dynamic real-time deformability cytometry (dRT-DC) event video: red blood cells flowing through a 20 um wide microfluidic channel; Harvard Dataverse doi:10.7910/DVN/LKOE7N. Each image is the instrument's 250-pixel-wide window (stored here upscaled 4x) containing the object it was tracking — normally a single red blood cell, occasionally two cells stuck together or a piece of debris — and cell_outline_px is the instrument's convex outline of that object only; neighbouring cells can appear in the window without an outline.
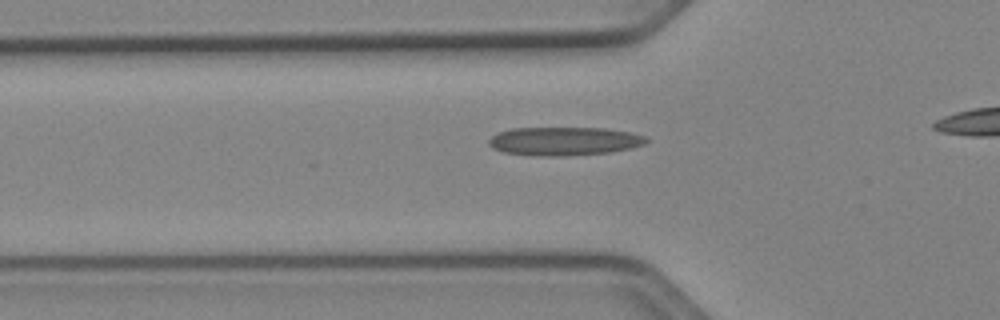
{"species": "Egyptian fruit bat (a non-hibernating species)", "species_latin": "Rousettus aegyptiacus", "temperature_condition": "cold", "stored_images_in_passage": 14, "camera_frame_rate_fps": 3000, "um_per_image_px": 0.085, "animal": {"sex": "female"}, "frame": {"image": 1, "passage_image": 6, "time_ms": 1.667, "image_size_px": [1000, 320], "cell_outline_px": [[648, 140], [644, 144], [632, 148], [612, 152], [560, 156], [544, 156], [504, 152], [492, 148], [488, 144], [488, 140], [496, 132], [512, 128], [604, 128], [632, 132], [648, 136]], "centroid_in_image_um": [47.98, 11.99], "position_along_channel_um": 77.8, "area_um2": 26.3}}
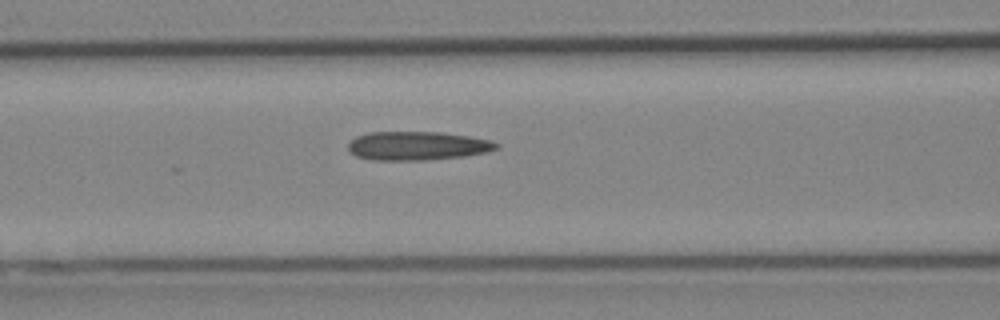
{"frame": {"image": 2, "passage_image": 10, "time_ms": 3.0, "image_size_px": [1000, 320], "cell_outline_px": [[500, 148], [484, 152], [464, 156], [424, 160], [376, 160], [356, 156], [348, 152], [348, 144], [356, 136], [368, 132], [440, 132], [468, 136], [492, 140], [500, 144]], "centroid_in_image_um": [35.47, 12.39], "position_along_channel_um": 131.1, "area_um2": 24.85}}
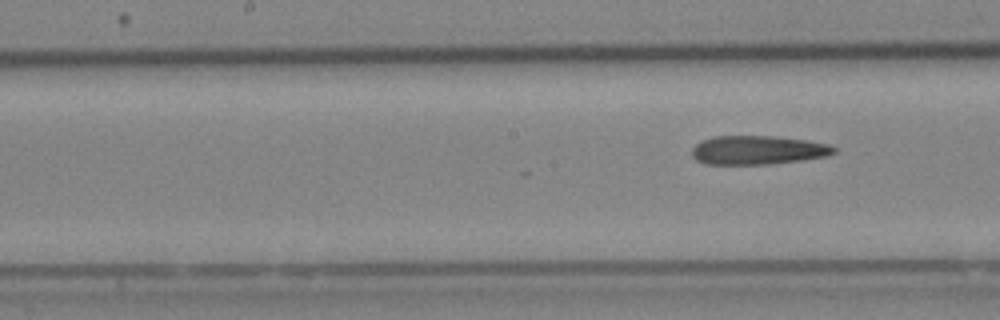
{"frame": {"image": 3, "passage_image": 14, "time_ms": 4.333, "image_size_px": [1000, 320], "cell_outline_px": [[836, 152], [828, 156], [804, 160], [772, 164], [704, 164], [696, 160], [692, 156], [692, 148], [696, 144], [712, 136], [772, 136], [804, 140], [828, 144], [836, 148]], "centroid_in_image_um": [64.41, 12.77], "position_along_channel_um": 183.8, "area_um2": 23.93}}